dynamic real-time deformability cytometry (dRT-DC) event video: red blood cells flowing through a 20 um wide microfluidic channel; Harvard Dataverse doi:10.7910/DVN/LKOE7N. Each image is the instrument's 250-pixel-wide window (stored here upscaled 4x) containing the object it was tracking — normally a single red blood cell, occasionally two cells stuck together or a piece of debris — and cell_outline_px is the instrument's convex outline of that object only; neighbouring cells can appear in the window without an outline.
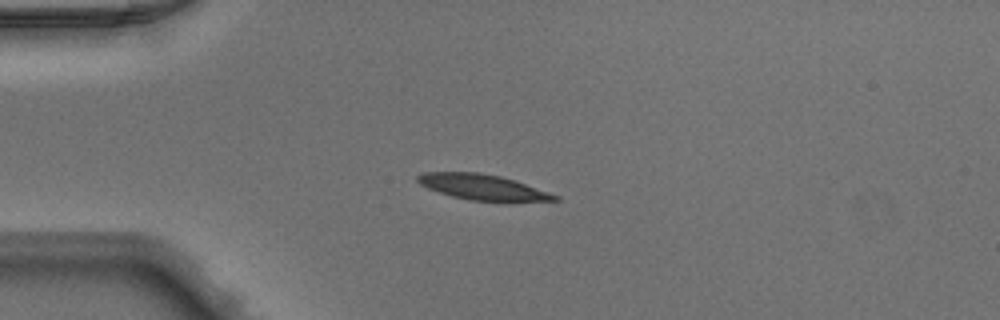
{"species": "Egyptian fruit bat (a non-hibernating species)", "species_latin": "Rousettus aegyptiacus", "temperature_condition": "warm", "stored_images_in_passage": 38, "camera_frame_rate_fps": 3000, "um_per_image_px": 0.085, "animal": {"sex": "male"}, "frame": {"image": 1, "passage_image": 1, "time_ms": 0.0, "image_size_px": [1000, 320], "cell_outline_px": [[560, 200], [472, 200], [452, 196], [428, 188], [420, 184], [416, 180], [416, 176], [424, 172], [480, 172], [500, 176], [560, 196]], "centroid_in_image_um": [40.94, 15.88], "position_along_channel_um": 44.1, "area_um2": 19.65}}
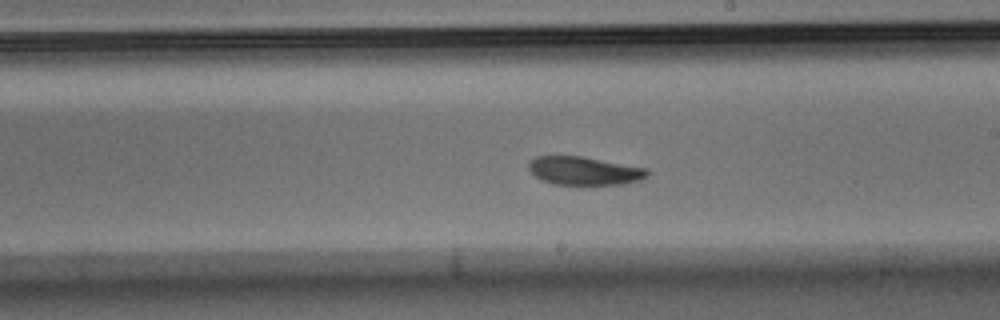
{"frame": {"image": 2, "passage_image": 17, "time_ms": 5.333, "image_size_px": [1000, 320], "cell_outline_px": [[648, 176], [640, 180], [624, 184], [580, 188], [552, 184], [540, 180], [528, 168], [528, 164], [536, 156], [580, 156], [648, 168]], "centroid_in_image_um": [49.67, 14.58], "position_along_channel_um": 239.3, "area_um2": 20.52}}
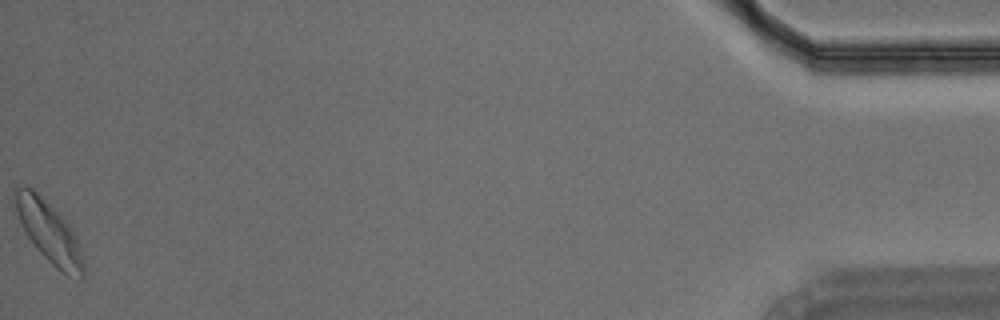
{"frame": {"image": 3, "passage_image": 38, "time_ms": 12.333, "image_size_px": [1000, 320], "cell_outline_px": [[84, 276], [80, 280], [68, 276], [56, 268], [36, 248], [28, 236], [16, 212], [16, 188], [24, 184], [32, 188], [68, 224], [80, 248], [84, 264]], "centroid_in_image_um": [4.19, 19.78], "position_along_channel_um": 431.0, "area_um2": 23.47}}